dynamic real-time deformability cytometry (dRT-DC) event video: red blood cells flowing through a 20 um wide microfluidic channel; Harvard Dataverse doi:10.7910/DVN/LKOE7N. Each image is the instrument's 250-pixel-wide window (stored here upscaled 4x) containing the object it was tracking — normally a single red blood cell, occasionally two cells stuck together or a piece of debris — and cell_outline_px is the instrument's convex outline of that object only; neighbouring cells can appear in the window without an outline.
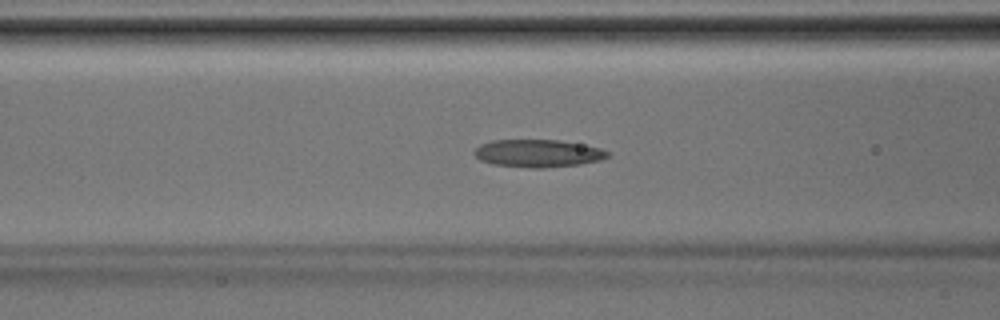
{"species": "Egyptian fruit bat (a non-hibernating species)", "species_latin": "Rousettus aegyptiacus", "temperature_condition": "room temperature", "stored_images_in_passage": 28, "camera_frame_rate_fps": 3000, "um_per_image_px": 0.085, "animal": {"sex": "male"}, "frame": {"image": 1, "passage_image": 4, "time_ms": 1.0, "image_size_px": [1000, 320], "cell_outline_px": [[608, 156], [600, 160], [580, 164], [544, 168], [532, 168], [492, 164], [480, 160], [472, 152], [480, 144], [492, 140], [560, 140], [600, 148], [608, 152]], "centroid_in_image_um": [45.68, 13.03], "position_along_channel_um": 120.9, "area_um2": 21.39}}
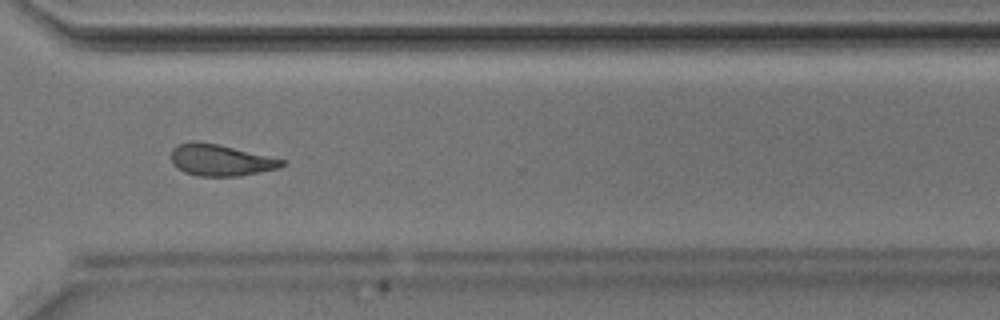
{"frame": {"image": 2, "passage_image": 18, "time_ms": 5.667, "image_size_px": [1000, 320], "cell_outline_px": [[288, 164], [280, 168], [240, 176], [200, 176], [184, 172], [176, 168], [172, 164], [172, 148], [176, 144], [192, 140], [196, 140], [220, 144], [288, 160]], "centroid_in_image_um": [18.78, 13.59], "position_along_channel_um": 351.8, "area_um2": 20.92}}
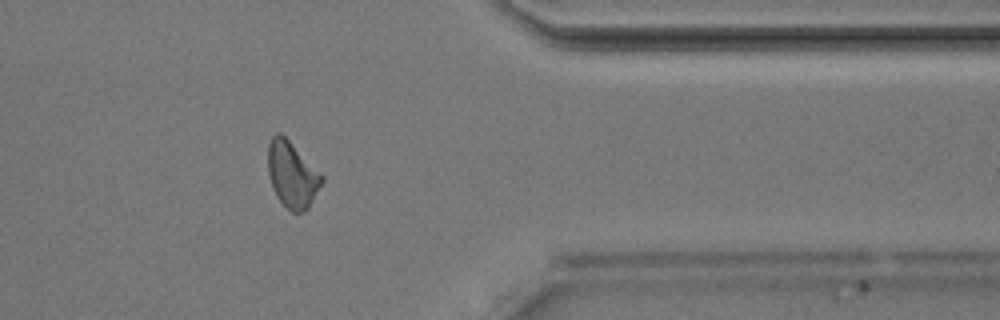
{"frame": {"image": 3, "passage_image": 21, "time_ms": 6.667, "image_size_px": [1000, 320], "cell_outline_px": [[324, 180], [308, 208], [304, 212], [292, 212], [276, 196], [268, 172], [268, 144], [272, 136], [276, 132], [280, 132], [324, 176]], "centroid_in_image_um": [24.83, 14.84], "position_along_channel_um": 386.6, "area_um2": 20.4}}